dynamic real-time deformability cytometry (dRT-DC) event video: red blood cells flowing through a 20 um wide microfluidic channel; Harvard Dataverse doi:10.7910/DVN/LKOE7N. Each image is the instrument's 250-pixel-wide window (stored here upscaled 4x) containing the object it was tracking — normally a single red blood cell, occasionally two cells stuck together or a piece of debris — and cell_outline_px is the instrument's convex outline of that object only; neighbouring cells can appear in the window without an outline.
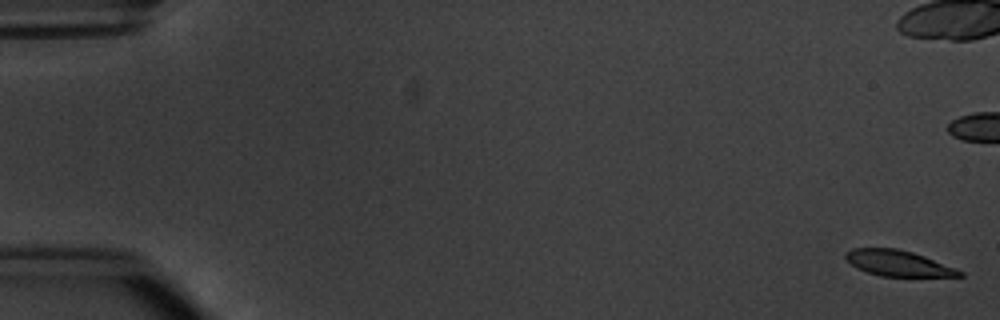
{"species": "common noctule bat (a hibernating species)", "species_latin": "Nyctalus noctula", "temperature_condition": "warm", "stored_images_in_passage": 55, "camera_frame_rate_fps": 3000, "um_per_image_px": 0.085, "animal": {"sex": "male", "body_mass_g": 20.1, "forearm_length_mm": 53.5}, "frame": {"image": 1, "passage_image": 1, "time_ms": 0.0, "image_size_px": [1000, 320], "cell_outline_px": [[964, 276], [880, 276], [856, 268], [844, 256], [844, 252], [852, 248], [896, 248], [912, 252], [924, 256], [956, 268], [964, 272]], "centroid_in_image_um": [76.33, 22.37], "position_along_channel_um": 8.7, "area_um2": 16.99}, "authors_computed_cell_mechanics": {"area_um2": 19.4786, "velocity_mm_per_s": 3.7885, "shape_relaxation_time_tau1_ms": 2.7077, "shape_relaxation_time_tau2_ms": 1.844, "deformation_change_tau1": 0.1488, "deformation_change_tau2": 0.0767}}